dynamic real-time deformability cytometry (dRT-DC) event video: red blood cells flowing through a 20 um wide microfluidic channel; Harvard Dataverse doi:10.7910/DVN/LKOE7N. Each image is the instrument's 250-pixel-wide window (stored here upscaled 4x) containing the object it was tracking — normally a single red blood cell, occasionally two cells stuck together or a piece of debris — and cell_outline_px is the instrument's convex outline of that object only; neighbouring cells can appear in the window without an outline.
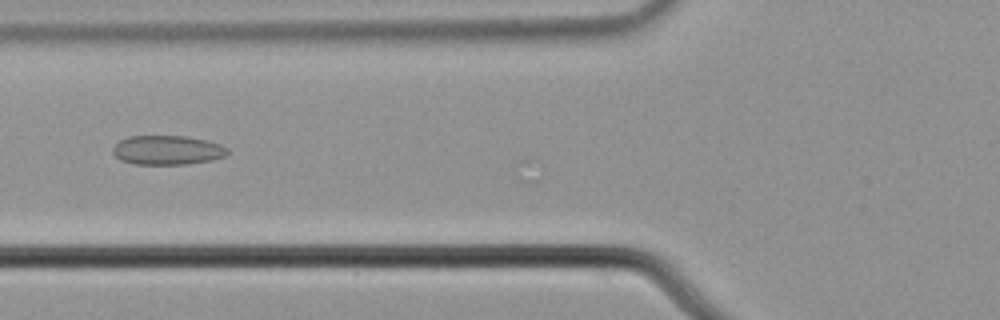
{"species": "common noctule bat (a hibernating species)", "species_latin": "Nyctalus noctula", "temperature_condition": "cold", "stored_images_in_passage": 11, "camera_frame_rate_fps": 3000, "um_per_image_px": 0.085, "animal": {"sex": "male", "body_mass_g": 21.5, "forearm_length_mm": 52.0}, "frame": {"image": 1, "passage_image": 6, "time_ms": 1.667, "image_size_px": [1000, 320], "cell_outline_px": [[228, 152], [224, 156], [212, 160], [188, 164], [132, 164], [120, 160], [112, 152], [112, 148], [120, 140], [128, 136], [188, 136], [220, 144], [228, 148]], "centroid_in_image_um": [14.2, 12.76], "position_along_channel_um": 111.6, "area_um2": 19.59}}
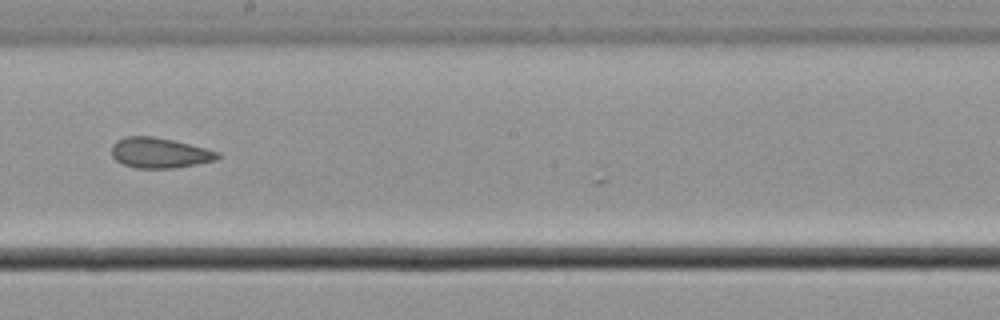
{"frame": {"image": 2, "passage_image": 9, "time_ms": 2.667, "image_size_px": [1000, 320], "cell_outline_px": [[220, 156], [216, 160], [196, 164], [172, 168], [136, 168], [124, 164], [116, 160], [112, 156], [112, 144], [116, 140], [124, 136], [152, 136], [172, 140], [220, 152]], "centroid_in_image_um": [13.53, 12.99], "position_along_channel_um": 234.7, "area_um2": 18.61}}
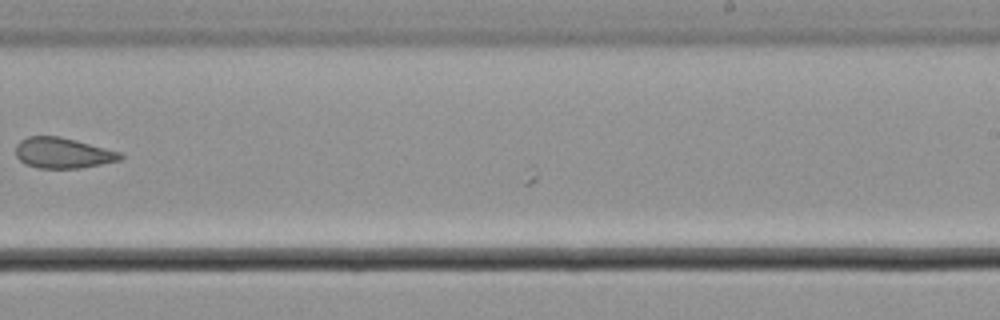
{"frame": {"image": 3, "passage_image": 10, "time_ms": 3.0, "image_size_px": [1000, 320], "cell_outline_px": [[124, 156], [120, 160], [80, 168], [36, 168], [24, 164], [16, 156], [16, 144], [20, 140], [28, 136], [60, 136], [76, 140], [120, 152]], "centroid_in_image_um": [5.3, 13.0], "position_along_channel_um": 283.7, "area_um2": 18.67}}